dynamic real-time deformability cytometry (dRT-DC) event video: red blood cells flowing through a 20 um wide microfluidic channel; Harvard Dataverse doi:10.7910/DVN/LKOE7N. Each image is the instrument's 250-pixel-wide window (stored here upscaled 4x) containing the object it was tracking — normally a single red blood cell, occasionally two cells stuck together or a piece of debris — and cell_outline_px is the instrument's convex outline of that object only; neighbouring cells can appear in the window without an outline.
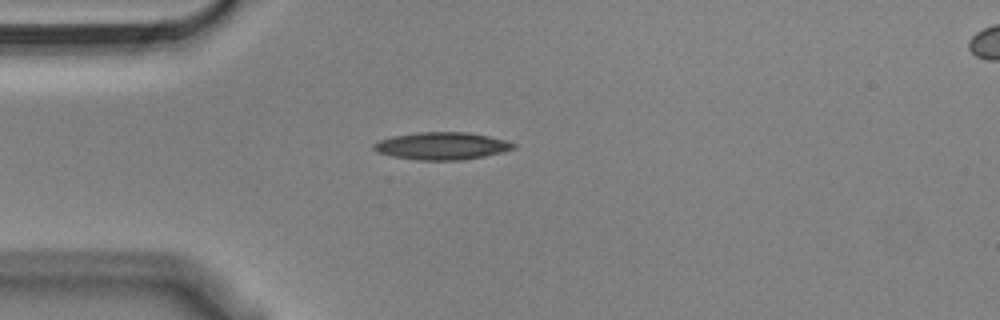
{"species": "Egyptian fruit bat (a non-hibernating species)", "species_latin": "Rousettus aegyptiacus", "temperature_condition": "cold", "stored_images_in_passage": 45, "camera_frame_rate_fps": 3000, "um_per_image_px": 0.085, "animal": {"sex": "male"}, "frame": {"image": 1, "passage_image": 4, "time_ms": 1.0, "image_size_px": [1000, 320], "cell_outline_px": [[516, 148], [484, 156], [460, 160], [416, 160], [392, 156], [376, 152], [372, 148], [372, 144], [380, 140], [392, 136], [416, 132], [468, 132], [488, 136], [504, 140], [516, 144]], "centroid_in_image_um": [37.51, 12.4], "position_along_channel_um": 47.5, "area_um2": 22.31}}
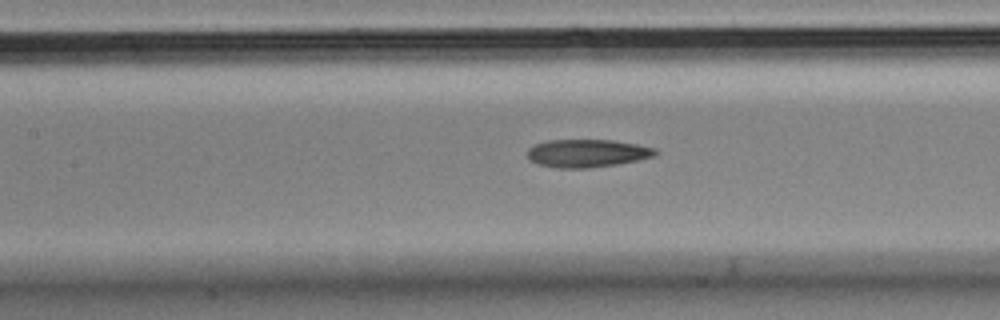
{"frame": {"image": 2, "passage_image": 14, "time_ms": 4.333, "image_size_px": [1000, 320], "cell_outline_px": [[660, 152], [656, 156], [616, 164], [588, 168], [560, 168], [540, 164], [528, 160], [528, 148], [536, 144], [548, 140], [612, 140], [636, 144], [656, 148]], "centroid_in_image_um": [49.93, 13.02], "position_along_channel_um": 157.5, "area_um2": 20.75}}
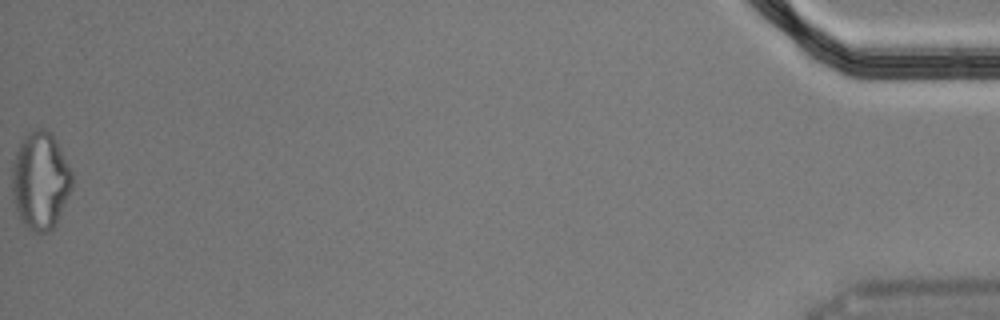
{"frame": {"image": 3, "passage_image": 45, "time_ms": 14.667, "image_size_px": [1000, 320], "cell_outline_px": [[72, 188], [56, 224], [48, 232], [36, 232], [28, 228], [20, 220], [16, 212], [12, 200], [12, 160], [20, 140], [32, 128], [44, 128], [56, 140], [72, 172]], "centroid_in_image_um": [3.4, 15.35], "position_along_channel_um": 431.8, "area_um2": 34.51}, "authors_computed_cell_mechanics": {"area_um2": 22.0218, "velocity_mm_per_s": 3.6409, "shape_relaxation_time_tau1_ms": null, "shape_relaxation_time_tau2_ms": 5.7526, "deformation_change_tau1": null, "deformation_change_tau2": 0.174}}